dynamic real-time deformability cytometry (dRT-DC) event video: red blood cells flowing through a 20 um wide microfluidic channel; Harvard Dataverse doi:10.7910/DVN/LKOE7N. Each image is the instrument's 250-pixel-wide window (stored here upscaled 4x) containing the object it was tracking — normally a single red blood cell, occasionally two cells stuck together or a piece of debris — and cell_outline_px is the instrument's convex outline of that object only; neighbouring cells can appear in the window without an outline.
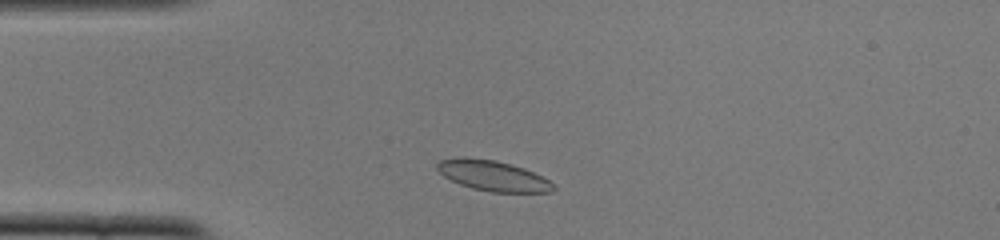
{"species": "common noctule bat (a hibernating species)", "species_latin": "Nyctalus noctula", "temperature_condition": "cold", "stored_images_in_passage": 43, "camera_frame_rate_fps": 3000, "um_per_image_px": 0.085, "animal": {"sex": "female", "body_mass_g": 22.0, "forearm_length_mm": 56.7}, "frame": {"image": 1, "passage_image": 4, "time_ms": 1.0, "image_size_px": [1000, 240], "cell_outline_px": [[556, 188], [552, 192], [492, 192], [472, 188], [460, 184], [444, 176], [436, 168], [436, 164], [440, 160], [460, 156], [464, 156], [496, 160], [512, 164], [524, 168], [548, 180]], "centroid_in_image_um": [41.87, 14.92], "position_along_channel_um": 43.1, "area_um2": 20.58}}
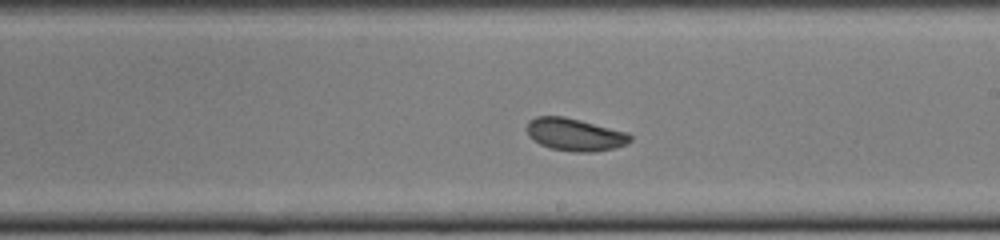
{"frame": {"image": 2, "passage_image": 21, "time_ms": 6.667, "image_size_px": [1000, 240], "cell_outline_px": [[632, 140], [628, 144], [612, 148], [592, 152], [576, 152], [552, 148], [540, 144], [532, 140], [528, 136], [528, 120], [536, 116], [564, 116], [628, 132], [632, 136]], "centroid_in_image_um": [48.87, 11.43], "position_along_channel_um": 240.1, "area_um2": 19.59}}
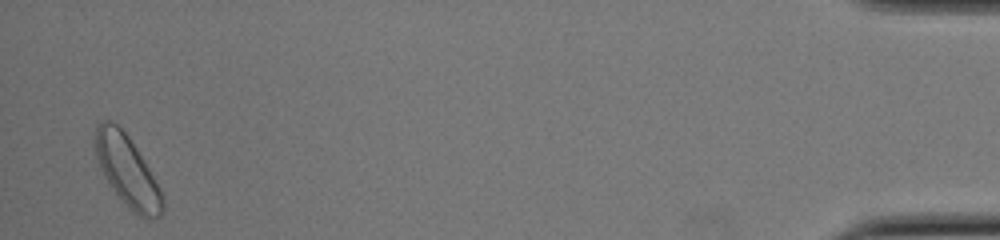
{"frame": {"image": 3, "passage_image": 42, "time_ms": 13.667, "image_size_px": [1000, 240], "cell_outline_px": [[164, 208], [160, 216], [152, 220], [144, 220], [132, 212], [120, 200], [104, 176], [92, 148], [96, 128], [100, 120], [112, 120], [128, 136], [136, 148], [160, 188], [164, 196]], "centroid_in_image_um": [10.81, 14.57], "position_along_channel_um": 424.4, "area_um2": 28.15}, "authors_computed_cell_mechanics": {"area_um2": 20.2878, "velocity_mm_per_s": 3.8317, "shape_relaxation_time_tau1_ms": 2.2261, "shape_relaxation_time_tau2_ms": 4.5596, "deformation_change_tau1": 0.0658, "deformation_change_tau2": 0.0783}}